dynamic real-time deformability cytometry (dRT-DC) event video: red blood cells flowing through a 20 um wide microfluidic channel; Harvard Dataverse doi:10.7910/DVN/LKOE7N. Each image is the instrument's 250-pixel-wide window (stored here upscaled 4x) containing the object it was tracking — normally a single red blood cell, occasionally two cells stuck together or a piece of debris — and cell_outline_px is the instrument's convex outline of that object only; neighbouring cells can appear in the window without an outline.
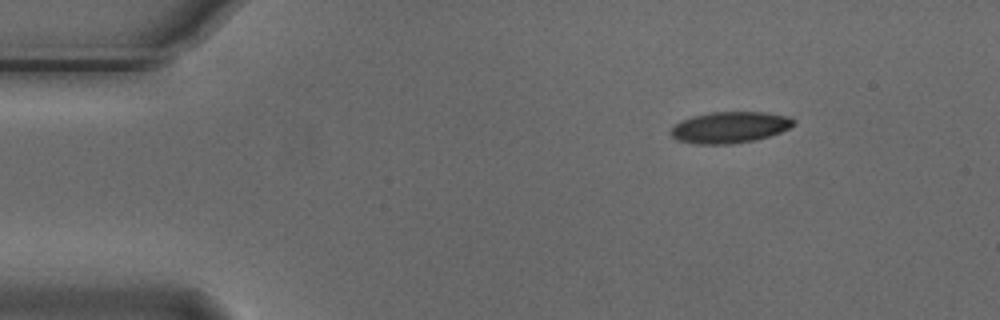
{"species": "Egyptian fruit bat (a non-hibernating species)", "species_latin": "Rousettus aegyptiacus", "temperature_condition": "cold", "stored_images_in_passage": 3, "camera_frame_rate_fps": 3000, "um_per_image_px": 0.085, "animal": {"sex": "male"}, "frame": {"image": 1, "passage_image": 1, "time_ms": 0.0, "image_size_px": [1000, 320], "cell_outline_px": [[796, 124], [780, 132], [768, 136], [752, 140], [732, 144], [696, 144], [676, 140], [668, 132], [680, 120], [692, 116], [712, 112], [764, 112], [788, 116], [796, 120]], "centroid_in_image_um": [62.01, 10.82], "position_along_channel_um": 23.0, "area_um2": 22.43}}